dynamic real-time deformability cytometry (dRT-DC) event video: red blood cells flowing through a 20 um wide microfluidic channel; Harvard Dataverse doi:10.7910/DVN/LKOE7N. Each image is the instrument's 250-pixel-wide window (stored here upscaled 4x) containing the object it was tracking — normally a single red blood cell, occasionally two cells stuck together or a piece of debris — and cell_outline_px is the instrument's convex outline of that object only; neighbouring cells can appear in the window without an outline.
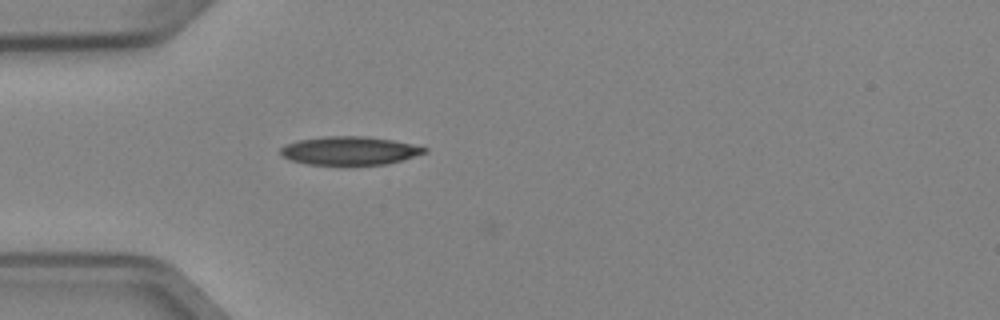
{"species": "Egyptian fruit bat (a non-hibernating species)", "species_latin": "Rousettus aegyptiacus", "temperature_condition": "cold", "stored_images_in_passage": 35, "camera_frame_rate_fps": 3000, "um_per_image_px": 0.085, "animal": {"sex": "female"}, "frame": {"image": 1, "passage_image": 1, "time_ms": 0.0, "image_size_px": [1000, 320], "cell_outline_px": [[428, 152], [400, 160], [384, 164], [308, 164], [292, 160], [284, 156], [280, 152], [280, 148], [288, 144], [300, 140], [324, 136], [364, 136], [392, 140], [412, 144], [428, 148]], "centroid_in_image_um": [29.74, 12.79], "position_along_channel_um": 55.3, "area_um2": 23.35}}
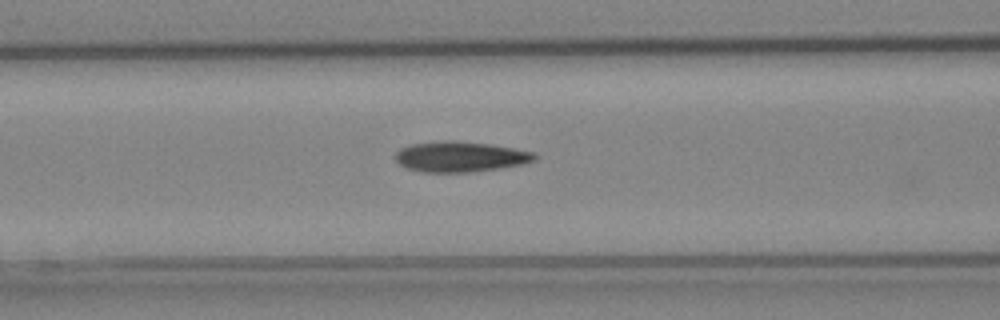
{"frame": {"image": 2, "passage_image": 7, "time_ms": 2.0, "image_size_px": [1000, 320], "cell_outline_px": [[536, 160], [524, 164], [468, 172], [420, 172], [408, 168], [400, 164], [396, 160], [396, 152], [400, 148], [408, 144], [448, 140], [452, 140], [488, 144], [512, 148], [532, 152], [536, 156]], "centroid_in_image_um": [39.08, 13.31], "position_along_channel_um": 127.5, "area_um2": 24.45}}
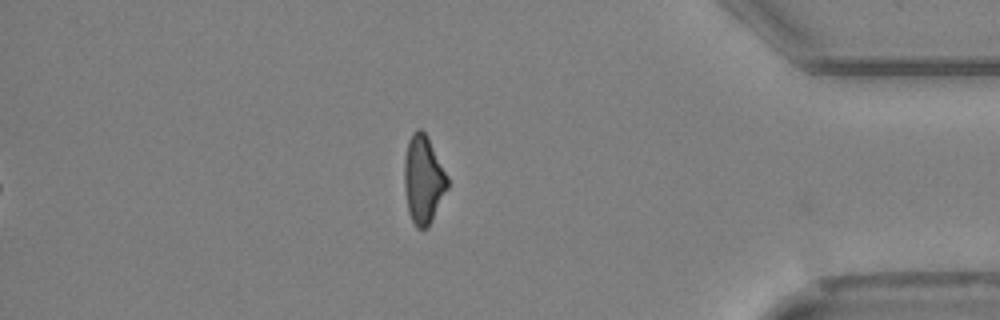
{"frame": {"image": 3, "passage_image": 30, "time_ms": 9.667, "image_size_px": [1000, 320], "cell_outline_px": [[448, 188], [428, 228], [416, 228], [408, 212], [404, 188], [404, 156], [408, 140], [412, 132], [416, 128], [420, 128], [428, 136], [448, 176]], "centroid_in_image_um": [35.97, 15.24], "position_along_channel_um": 399.2, "area_um2": 22.48}, "authors_computed_cell_mechanics": {"area_um2": 23.409, "velocity_mm_per_s": 3.9681, "shape_relaxation_time_tau1_ms": 5.3162, "shape_relaxation_time_tau2_ms": 3.7131, "deformation_change_tau1": 0.1642, "deformation_change_tau2": 0.1145}}